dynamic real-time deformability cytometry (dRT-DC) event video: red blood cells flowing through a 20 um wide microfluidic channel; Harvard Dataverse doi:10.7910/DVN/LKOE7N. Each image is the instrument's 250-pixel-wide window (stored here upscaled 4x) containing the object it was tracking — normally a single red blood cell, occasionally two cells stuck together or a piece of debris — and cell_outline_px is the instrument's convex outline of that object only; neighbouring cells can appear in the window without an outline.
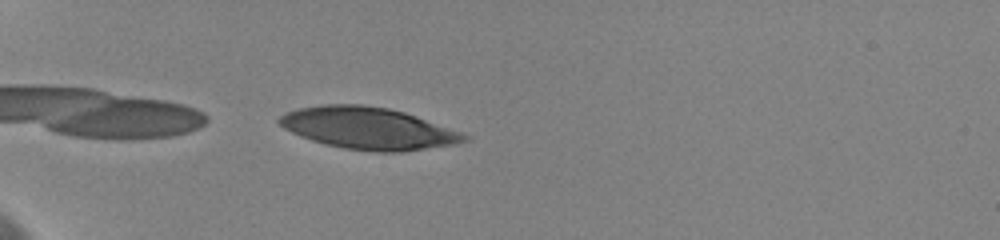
{"species": "human", "species_latin": "Homo sapiens", "temperature_condition": "cold", "stored_images_in_passage": 27, "camera_frame_rate_fps": 3000, "um_per_image_px": 0.085, "donor": {"sex": "female"}, "frame": {"image": 1, "passage_image": 1, "time_ms": 0.0, "image_size_px": [1000, 240], "cell_outline_px": [[468, 140], [456, 144], [404, 152], [376, 152], [344, 148], [324, 144], [300, 136], [284, 128], [276, 120], [284, 112], [300, 108], [324, 104], [360, 104], [388, 108], [404, 112], [460, 132], [468, 136]], "centroid_in_image_um": [31.27, 10.91], "position_along_channel_um": 53.7, "area_um2": 45.03}}
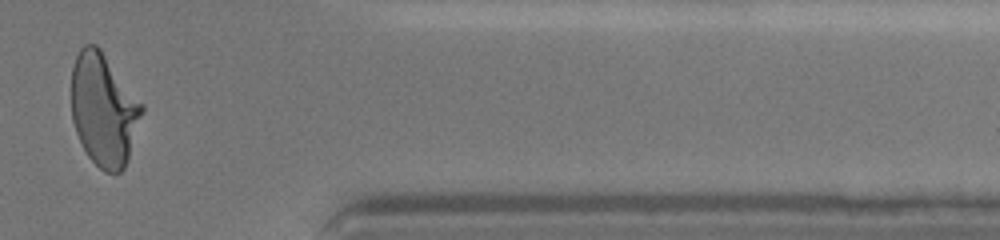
{"frame": {"image": 2, "passage_image": 23, "time_ms": 11.0, "image_size_px": [1000, 240], "cell_outline_px": [[144, 112], [128, 160], [124, 168], [120, 172], [104, 172], [88, 156], [76, 132], [72, 120], [72, 68], [76, 56], [80, 48], [84, 44], [96, 44], [100, 48], [144, 104]], "centroid_in_image_um": [8.84, 9.31], "position_along_channel_um": 402.6, "area_um2": 46.41}, "authors_computed_cell_mechanics": {"area_um2": 46.0666, "velocity_mm_per_s": 3.5699, "shape_relaxation_time_tau1_ms": 4.2561, "shape_relaxation_time_tau2_ms": 1.0882, "deformation_change_tau1": 0.1796, "deformation_change_tau2": 0.0748}}